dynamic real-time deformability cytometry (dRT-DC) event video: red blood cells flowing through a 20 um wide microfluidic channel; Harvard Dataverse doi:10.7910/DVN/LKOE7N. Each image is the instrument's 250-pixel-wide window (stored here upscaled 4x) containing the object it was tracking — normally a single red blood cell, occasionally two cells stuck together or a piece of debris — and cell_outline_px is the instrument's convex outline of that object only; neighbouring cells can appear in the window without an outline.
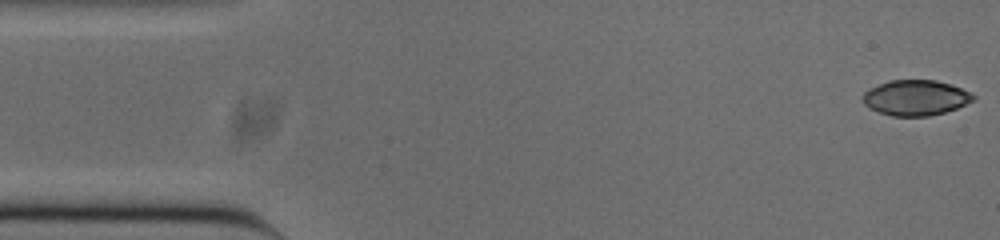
{"species": "common noctule bat (a hibernating species)", "species_latin": "Nyctalus noctula", "temperature_condition": "cold", "stored_images_in_passage": 52, "camera_frame_rate_fps": 3000, "um_per_image_px": 0.085, "animal": {"sex": "male", "body_mass_g": 20.0, "forearm_length_mm": 53.3}, "frame": {"image": 1, "passage_image": 1, "time_ms": 0.0, "image_size_px": [1000, 240], "cell_outline_px": [[976, 96], [972, 100], [956, 108], [944, 112], [928, 116], [892, 116], [868, 108], [864, 104], [864, 92], [888, 80], [936, 80], [960, 88]], "centroid_in_image_um": [77.8, 8.31], "position_along_channel_um": 7.2, "area_um2": 22.37}}
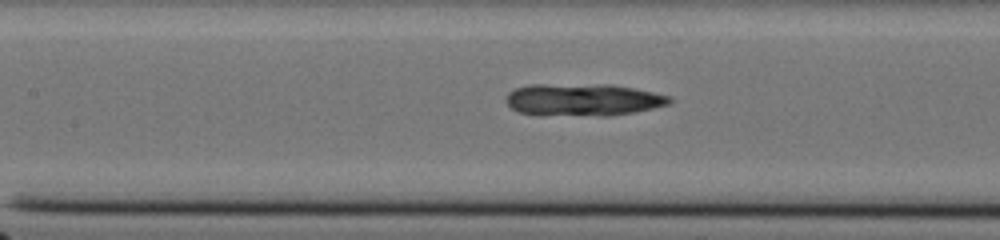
{"frame": {"image": 2, "passage_image": 22, "time_ms": 7.0, "image_size_px": [1000, 240], "cell_outline_px": [[672, 104], [632, 112], [608, 116], [536, 116], [516, 112], [504, 100], [508, 92], [516, 88], [528, 84], [608, 84], [632, 88], [672, 96]], "centroid_in_image_um": [49.49, 8.49], "position_along_channel_um": 157.9, "area_um2": 31.5}}
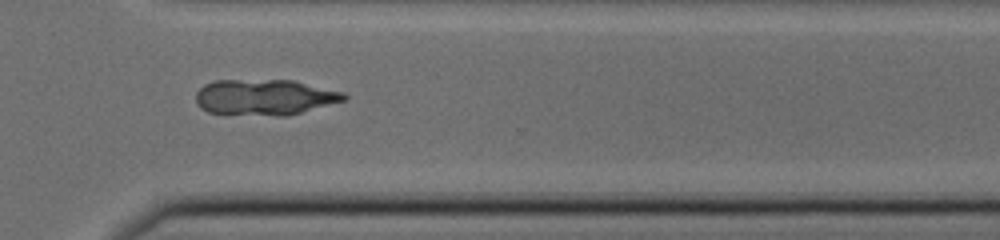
{"frame": {"image": 3, "passage_image": 37, "time_ms": 12.0, "image_size_px": [1000, 240], "cell_outline_px": [[348, 96], [344, 100], [288, 116], [276, 116], [208, 112], [200, 108], [196, 104], [196, 92], [204, 84], [216, 80], [292, 80], [344, 92]], "centroid_in_image_um": [22.48, 8.26], "position_along_channel_um": 348.1, "area_um2": 30.87}, "authors_computed_cell_mechanics": {"area_um2": 29.1312, "velocity_mm_per_s": 3.8166, "shape_relaxation_time_tau1_ms": null, "shape_relaxation_time_tau2_ms": 7.5148, "deformation_change_tau1": null, "deformation_change_tau2": 0.0456}}